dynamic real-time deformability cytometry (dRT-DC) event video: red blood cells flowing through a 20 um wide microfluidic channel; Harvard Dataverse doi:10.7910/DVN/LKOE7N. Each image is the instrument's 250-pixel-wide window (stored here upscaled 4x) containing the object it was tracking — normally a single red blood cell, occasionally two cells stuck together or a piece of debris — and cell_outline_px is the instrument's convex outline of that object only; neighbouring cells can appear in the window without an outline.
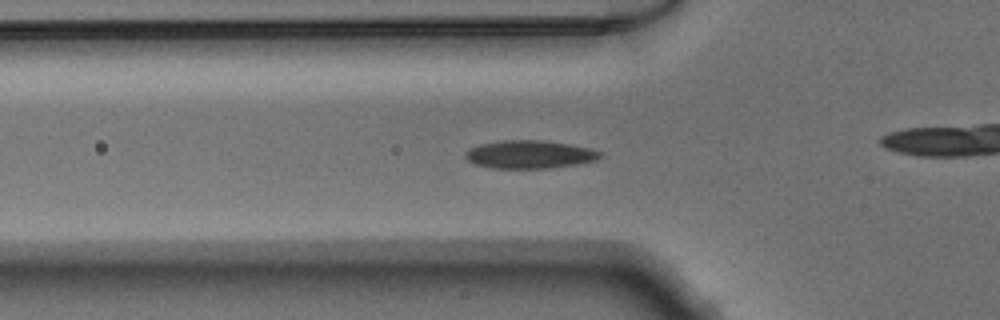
{"species": "Egyptian fruit bat (a non-hibernating species)", "species_latin": "Rousettus aegyptiacus", "temperature_condition": "warm", "stored_images_in_passage": 33, "camera_frame_rate_fps": 3000, "um_per_image_px": 0.085, "animal": {"sex": "male"}, "frame": {"image": 1, "passage_image": 7, "time_ms": 2.0, "image_size_px": [1000, 320], "cell_outline_px": [[600, 156], [596, 160], [576, 164], [548, 168], [492, 168], [472, 164], [464, 156], [464, 152], [468, 148], [480, 144], [504, 140], [540, 140], [568, 144], [588, 148], [600, 152]], "centroid_in_image_um": [44.92, 13.13], "position_along_channel_um": 80.9, "area_um2": 21.91}}
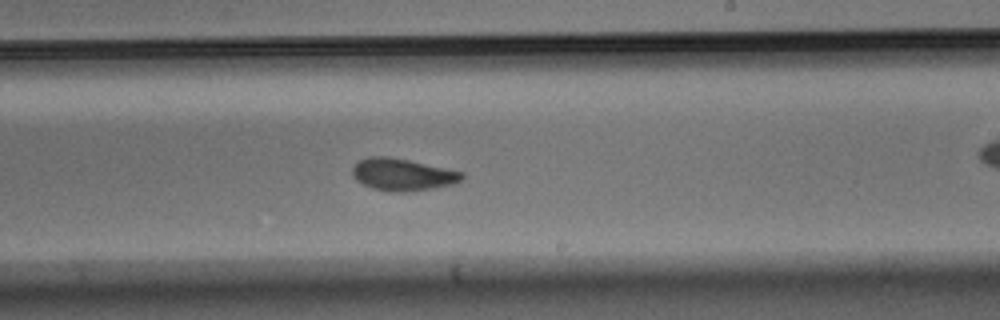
{"frame": {"image": 2, "passage_image": 20, "time_ms": 6.333, "image_size_px": [1000, 320], "cell_outline_px": [[464, 176], [460, 180], [452, 184], [432, 188], [408, 192], [400, 192], [372, 188], [356, 180], [352, 176], [352, 168], [360, 160], [368, 156], [388, 156], [408, 160], [464, 172]], "centroid_in_image_um": [34.2, 14.83], "position_along_channel_um": 254.8, "area_um2": 20.29}}
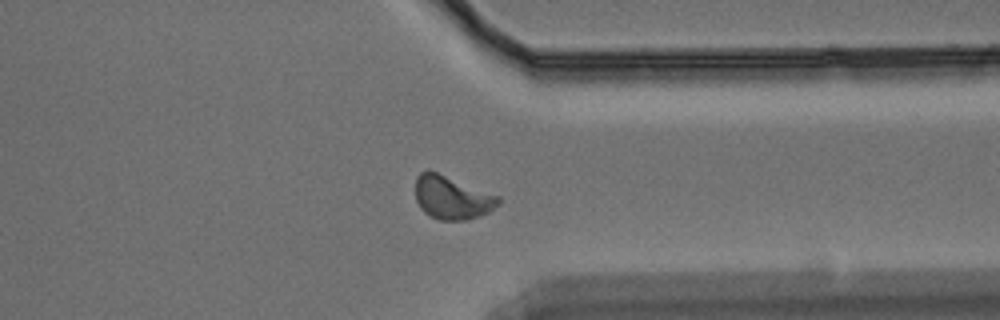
{"frame": {"image": 3, "passage_image": 29, "time_ms": 9.333, "image_size_px": [1000, 320], "cell_outline_px": [[500, 204], [488, 212], [480, 216], [468, 220], [440, 220], [424, 212], [420, 208], [416, 200], [416, 176], [420, 172], [428, 168], [500, 196]], "centroid_in_image_um": [38.42, 16.77], "position_along_channel_um": 373.0, "area_um2": 21.21}}